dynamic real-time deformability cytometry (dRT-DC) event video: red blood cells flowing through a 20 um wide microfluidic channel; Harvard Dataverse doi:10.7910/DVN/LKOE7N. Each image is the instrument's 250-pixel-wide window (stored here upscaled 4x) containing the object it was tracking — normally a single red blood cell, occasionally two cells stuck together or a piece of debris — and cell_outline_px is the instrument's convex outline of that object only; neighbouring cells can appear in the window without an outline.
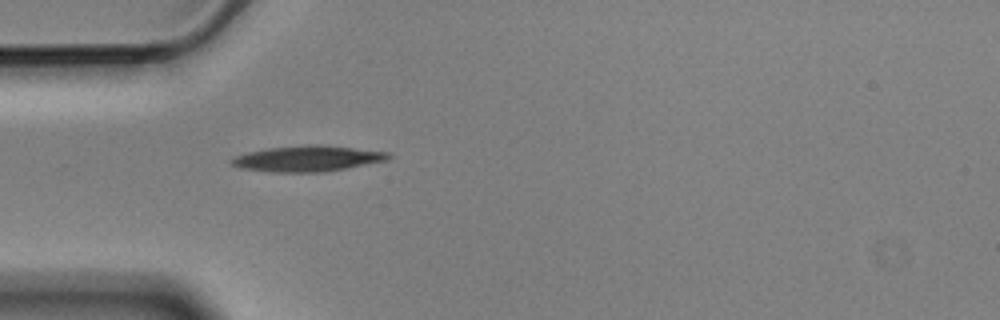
{"species": "Egyptian fruit bat (a non-hibernating species)", "species_latin": "Rousettus aegyptiacus", "temperature_condition": "cold", "stored_images_in_passage": 3, "camera_frame_rate_fps": 3000, "um_per_image_px": 0.085, "animal": {"sex": "male"}, "frame": {"image": 1, "passage_image": 3, "time_ms": 0.667, "image_size_px": [1000, 320], "cell_outline_px": [[392, 156], [388, 160], [348, 168], [324, 172], [268, 172], [240, 168], [232, 164], [228, 160], [236, 156], [248, 152], [268, 148], [316, 144], [388, 152]], "centroid_in_image_um": [26.13, 13.49], "position_along_channel_um": 58.9, "area_um2": 23.47}}